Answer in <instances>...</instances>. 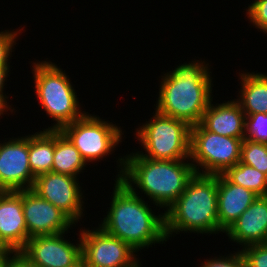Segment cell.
<instances>
[{"label": "cell", "mask_w": 267, "mask_h": 267, "mask_svg": "<svg viewBox=\"0 0 267 267\" xmlns=\"http://www.w3.org/2000/svg\"><path fill=\"white\" fill-rule=\"evenodd\" d=\"M207 65L197 60L165 73L161 78L156 110L190 126L199 124L212 100V79Z\"/></svg>", "instance_id": "2"}, {"label": "cell", "mask_w": 267, "mask_h": 267, "mask_svg": "<svg viewBox=\"0 0 267 267\" xmlns=\"http://www.w3.org/2000/svg\"><path fill=\"white\" fill-rule=\"evenodd\" d=\"M242 141L239 138L221 136L207 131L200 123L191 126L189 160L195 173L223 174L240 161Z\"/></svg>", "instance_id": "7"}, {"label": "cell", "mask_w": 267, "mask_h": 267, "mask_svg": "<svg viewBox=\"0 0 267 267\" xmlns=\"http://www.w3.org/2000/svg\"><path fill=\"white\" fill-rule=\"evenodd\" d=\"M223 175L233 184L252 190L258 196H267V175L240 161Z\"/></svg>", "instance_id": "21"}, {"label": "cell", "mask_w": 267, "mask_h": 267, "mask_svg": "<svg viewBox=\"0 0 267 267\" xmlns=\"http://www.w3.org/2000/svg\"><path fill=\"white\" fill-rule=\"evenodd\" d=\"M240 162L267 175V144L244 139L241 144Z\"/></svg>", "instance_id": "22"}, {"label": "cell", "mask_w": 267, "mask_h": 267, "mask_svg": "<svg viewBox=\"0 0 267 267\" xmlns=\"http://www.w3.org/2000/svg\"><path fill=\"white\" fill-rule=\"evenodd\" d=\"M6 95L4 93H0V116L6 111V109H12L11 107H8L7 105V99Z\"/></svg>", "instance_id": "30"}, {"label": "cell", "mask_w": 267, "mask_h": 267, "mask_svg": "<svg viewBox=\"0 0 267 267\" xmlns=\"http://www.w3.org/2000/svg\"><path fill=\"white\" fill-rule=\"evenodd\" d=\"M63 234L31 237L20 252L36 267H78L82 263L81 238L76 246L65 240Z\"/></svg>", "instance_id": "10"}, {"label": "cell", "mask_w": 267, "mask_h": 267, "mask_svg": "<svg viewBox=\"0 0 267 267\" xmlns=\"http://www.w3.org/2000/svg\"><path fill=\"white\" fill-rule=\"evenodd\" d=\"M22 205L30 238L39 235L68 233V228L75 224L64 212L44 200L32 189L22 190Z\"/></svg>", "instance_id": "13"}, {"label": "cell", "mask_w": 267, "mask_h": 267, "mask_svg": "<svg viewBox=\"0 0 267 267\" xmlns=\"http://www.w3.org/2000/svg\"><path fill=\"white\" fill-rule=\"evenodd\" d=\"M80 152L85 162L109 155L122 142V130L101 118L85 113L81 118L60 130ZM120 141V142H119Z\"/></svg>", "instance_id": "8"}, {"label": "cell", "mask_w": 267, "mask_h": 267, "mask_svg": "<svg viewBox=\"0 0 267 267\" xmlns=\"http://www.w3.org/2000/svg\"><path fill=\"white\" fill-rule=\"evenodd\" d=\"M114 185L110 209L99 227L136 252L166 242L164 213L155 215L150 205L136 194L134 185H125L119 179Z\"/></svg>", "instance_id": "1"}, {"label": "cell", "mask_w": 267, "mask_h": 267, "mask_svg": "<svg viewBox=\"0 0 267 267\" xmlns=\"http://www.w3.org/2000/svg\"><path fill=\"white\" fill-rule=\"evenodd\" d=\"M28 231L23 214L22 190L0 194V240L13 251L27 243Z\"/></svg>", "instance_id": "14"}, {"label": "cell", "mask_w": 267, "mask_h": 267, "mask_svg": "<svg viewBox=\"0 0 267 267\" xmlns=\"http://www.w3.org/2000/svg\"><path fill=\"white\" fill-rule=\"evenodd\" d=\"M32 67L37 98L56 122L47 130H61L85 114L79 110L77 93L62 69L50 61L35 62Z\"/></svg>", "instance_id": "5"}, {"label": "cell", "mask_w": 267, "mask_h": 267, "mask_svg": "<svg viewBox=\"0 0 267 267\" xmlns=\"http://www.w3.org/2000/svg\"><path fill=\"white\" fill-rule=\"evenodd\" d=\"M258 197L252 190L217 175L218 224L225 232Z\"/></svg>", "instance_id": "16"}, {"label": "cell", "mask_w": 267, "mask_h": 267, "mask_svg": "<svg viewBox=\"0 0 267 267\" xmlns=\"http://www.w3.org/2000/svg\"><path fill=\"white\" fill-rule=\"evenodd\" d=\"M164 216L167 240L180 231L224 233L218 224L217 175L195 173Z\"/></svg>", "instance_id": "4"}, {"label": "cell", "mask_w": 267, "mask_h": 267, "mask_svg": "<svg viewBox=\"0 0 267 267\" xmlns=\"http://www.w3.org/2000/svg\"><path fill=\"white\" fill-rule=\"evenodd\" d=\"M247 16L250 22L260 31L267 33V0H255L249 5Z\"/></svg>", "instance_id": "25"}, {"label": "cell", "mask_w": 267, "mask_h": 267, "mask_svg": "<svg viewBox=\"0 0 267 267\" xmlns=\"http://www.w3.org/2000/svg\"><path fill=\"white\" fill-rule=\"evenodd\" d=\"M119 179L125 185H136L153 204L168 208L185 191L195 174L192 163L184 160H154L138 153L119 158Z\"/></svg>", "instance_id": "3"}, {"label": "cell", "mask_w": 267, "mask_h": 267, "mask_svg": "<svg viewBox=\"0 0 267 267\" xmlns=\"http://www.w3.org/2000/svg\"><path fill=\"white\" fill-rule=\"evenodd\" d=\"M136 135L145 149L146 158L154 160H186L190 158L191 126L180 119L159 113L137 128ZM147 153V154H146Z\"/></svg>", "instance_id": "6"}, {"label": "cell", "mask_w": 267, "mask_h": 267, "mask_svg": "<svg viewBox=\"0 0 267 267\" xmlns=\"http://www.w3.org/2000/svg\"><path fill=\"white\" fill-rule=\"evenodd\" d=\"M217 258V259H216ZM212 259H206L200 267H247L245 259L240 250L237 253L231 254L226 257H216Z\"/></svg>", "instance_id": "27"}, {"label": "cell", "mask_w": 267, "mask_h": 267, "mask_svg": "<svg viewBox=\"0 0 267 267\" xmlns=\"http://www.w3.org/2000/svg\"><path fill=\"white\" fill-rule=\"evenodd\" d=\"M240 252L247 267H267V243L247 245Z\"/></svg>", "instance_id": "24"}, {"label": "cell", "mask_w": 267, "mask_h": 267, "mask_svg": "<svg viewBox=\"0 0 267 267\" xmlns=\"http://www.w3.org/2000/svg\"><path fill=\"white\" fill-rule=\"evenodd\" d=\"M86 165L76 147L60 130H55V151L51 172L78 177Z\"/></svg>", "instance_id": "20"}, {"label": "cell", "mask_w": 267, "mask_h": 267, "mask_svg": "<svg viewBox=\"0 0 267 267\" xmlns=\"http://www.w3.org/2000/svg\"><path fill=\"white\" fill-rule=\"evenodd\" d=\"M21 30L22 29H20L19 31L5 30L0 32V66H9V56L15 45L14 43L16 42V38L18 34H20L19 32Z\"/></svg>", "instance_id": "26"}, {"label": "cell", "mask_w": 267, "mask_h": 267, "mask_svg": "<svg viewBox=\"0 0 267 267\" xmlns=\"http://www.w3.org/2000/svg\"><path fill=\"white\" fill-rule=\"evenodd\" d=\"M225 233L242 247L267 243V196H258Z\"/></svg>", "instance_id": "15"}, {"label": "cell", "mask_w": 267, "mask_h": 267, "mask_svg": "<svg viewBox=\"0 0 267 267\" xmlns=\"http://www.w3.org/2000/svg\"><path fill=\"white\" fill-rule=\"evenodd\" d=\"M13 254L8 257L6 267H36L22 252L14 251Z\"/></svg>", "instance_id": "28"}, {"label": "cell", "mask_w": 267, "mask_h": 267, "mask_svg": "<svg viewBox=\"0 0 267 267\" xmlns=\"http://www.w3.org/2000/svg\"><path fill=\"white\" fill-rule=\"evenodd\" d=\"M6 192V190L0 185V194Z\"/></svg>", "instance_id": "33"}, {"label": "cell", "mask_w": 267, "mask_h": 267, "mask_svg": "<svg viewBox=\"0 0 267 267\" xmlns=\"http://www.w3.org/2000/svg\"><path fill=\"white\" fill-rule=\"evenodd\" d=\"M82 264L84 267H139L135 250L126 242L101 227L81 230Z\"/></svg>", "instance_id": "9"}, {"label": "cell", "mask_w": 267, "mask_h": 267, "mask_svg": "<svg viewBox=\"0 0 267 267\" xmlns=\"http://www.w3.org/2000/svg\"><path fill=\"white\" fill-rule=\"evenodd\" d=\"M239 75L242 87L237 101L245 116L255 113L267 114V75L254 72Z\"/></svg>", "instance_id": "18"}, {"label": "cell", "mask_w": 267, "mask_h": 267, "mask_svg": "<svg viewBox=\"0 0 267 267\" xmlns=\"http://www.w3.org/2000/svg\"><path fill=\"white\" fill-rule=\"evenodd\" d=\"M55 151V130L36 132L29 135V165L32 174L51 172Z\"/></svg>", "instance_id": "19"}, {"label": "cell", "mask_w": 267, "mask_h": 267, "mask_svg": "<svg viewBox=\"0 0 267 267\" xmlns=\"http://www.w3.org/2000/svg\"><path fill=\"white\" fill-rule=\"evenodd\" d=\"M9 67L10 66H0V93H3V89L5 86L4 83L7 80L6 78L9 76Z\"/></svg>", "instance_id": "29"}, {"label": "cell", "mask_w": 267, "mask_h": 267, "mask_svg": "<svg viewBox=\"0 0 267 267\" xmlns=\"http://www.w3.org/2000/svg\"><path fill=\"white\" fill-rule=\"evenodd\" d=\"M14 253L13 250H10L6 254H0V267H6L7 266V261L8 257Z\"/></svg>", "instance_id": "31"}, {"label": "cell", "mask_w": 267, "mask_h": 267, "mask_svg": "<svg viewBox=\"0 0 267 267\" xmlns=\"http://www.w3.org/2000/svg\"><path fill=\"white\" fill-rule=\"evenodd\" d=\"M10 250L3 244V242L0 240V254H6Z\"/></svg>", "instance_id": "32"}, {"label": "cell", "mask_w": 267, "mask_h": 267, "mask_svg": "<svg viewBox=\"0 0 267 267\" xmlns=\"http://www.w3.org/2000/svg\"><path fill=\"white\" fill-rule=\"evenodd\" d=\"M80 187L77 177L47 172L35 177L32 190L77 223L84 216V196Z\"/></svg>", "instance_id": "11"}, {"label": "cell", "mask_w": 267, "mask_h": 267, "mask_svg": "<svg viewBox=\"0 0 267 267\" xmlns=\"http://www.w3.org/2000/svg\"><path fill=\"white\" fill-rule=\"evenodd\" d=\"M245 139L267 144V114L245 116Z\"/></svg>", "instance_id": "23"}, {"label": "cell", "mask_w": 267, "mask_h": 267, "mask_svg": "<svg viewBox=\"0 0 267 267\" xmlns=\"http://www.w3.org/2000/svg\"><path fill=\"white\" fill-rule=\"evenodd\" d=\"M210 101L200 124L212 133L245 139V114L238 101L232 100L215 106Z\"/></svg>", "instance_id": "17"}, {"label": "cell", "mask_w": 267, "mask_h": 267, "mask_svg": "<svg viewBox=\"0 0 267 267\" xmlns=\"http://www.w3.org/2000/svg\"><path fill=\"white\" fill-rule=\"evenodd\" d=\"M0 143V185L6 191L32 189L35 176L29 165V136Z\"/></svg>", "instance_id": "12"}]
</instances>
